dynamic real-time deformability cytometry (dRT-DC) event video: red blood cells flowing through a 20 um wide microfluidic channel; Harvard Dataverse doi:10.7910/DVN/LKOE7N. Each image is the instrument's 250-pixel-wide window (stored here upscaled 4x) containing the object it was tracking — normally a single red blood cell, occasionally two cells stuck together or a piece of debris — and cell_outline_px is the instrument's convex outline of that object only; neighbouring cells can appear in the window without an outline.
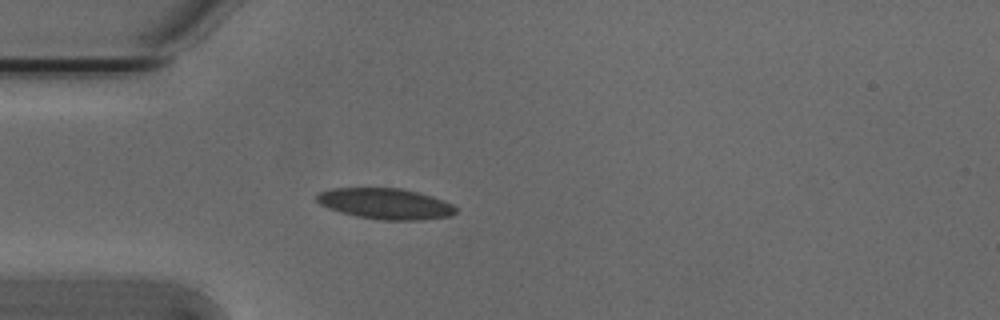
{"species": "Egyptian fruit bat (a non-hibernating species)", "species_latin": "Rousettus aegyptiacus", "temperature_condition": "cold", "stored_images_in_passage": 40, "camera_frame_rate_fps": 3000, "um_per_image_px": 0.085, "animal": {"sex": "male"}, "frame": {"image": 1, "passage_image": 1, "time_ms": 0.0, "image_size_px": [1000, 320], "cell_outline_px": [[456, 212], [452, 216], [420, 220], [380, 220], [356, 216], [340, 212], [328, 208], [320, 204], [316, 200], [316, 192], [332, 188], [400, 188], [432, 196], [444, 200], [452, 204], [456, 208]], "centroid_in_image_um": [32.74, 17.32], "position_along_channel_um": 52.3, "area_um2": 25.14}}
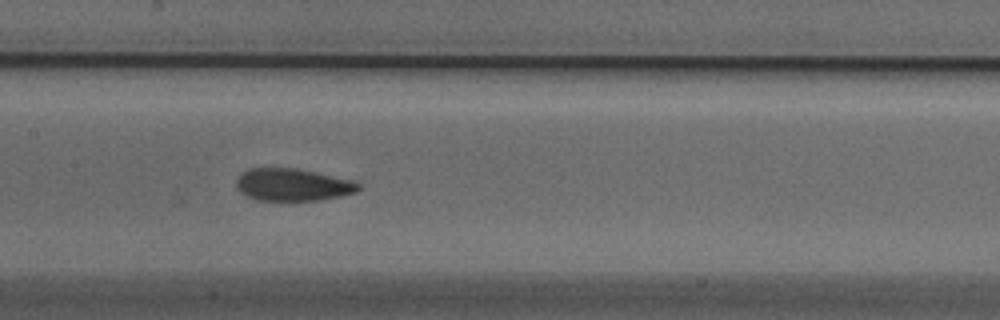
{"frame": {"image": 2, "passage_image": 12, "time_ms": 3.667, "image_size_px": [1000, 320], "cell_outline_px": [[360, 188], [356, 192], [340, 196], [320, 200], [256, 200], [240, 192], [236, 188], [236, 180], [248, 168], [296, 168], [356, 180], [360, 184]], "centroid_in_image_um": [24.91, 15.7], "position_along_channel_um": 182.5, "area_um2": 23.12}}
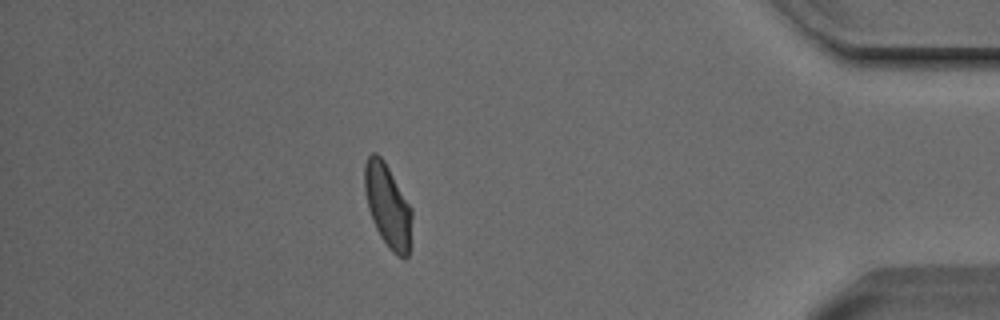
{"frame": {"image": 3, "passage_image": 33, "time_ms": 10.667, "image_size_px": [1000, 320], "cell_outline_px": [[412, 216], [408, 256], [404, 260], [392, 252], [388, 248], [380, 236], [372, 220], [368, 208], [364, 192], [364, 164], [368, 156], [372, 152], [376, 152], [384, 160], [412, 208]], "centroid_in_image_um": [32.94, 17.48], "position_along_channel_um": 402.3, "area_um2": 23.12}, "authors_computed_cell_mechanics": {"area_um2": 23.2356, "velocity_mm_per_s": 3.7851, "shape_relaxation_time_tau1_ms": 7.1846, "shape_relaxation_time_tau2_ms": 2.0486, "deformation_change_tau1": 0.1591, "deformation_change_tau2": 0.0554}}